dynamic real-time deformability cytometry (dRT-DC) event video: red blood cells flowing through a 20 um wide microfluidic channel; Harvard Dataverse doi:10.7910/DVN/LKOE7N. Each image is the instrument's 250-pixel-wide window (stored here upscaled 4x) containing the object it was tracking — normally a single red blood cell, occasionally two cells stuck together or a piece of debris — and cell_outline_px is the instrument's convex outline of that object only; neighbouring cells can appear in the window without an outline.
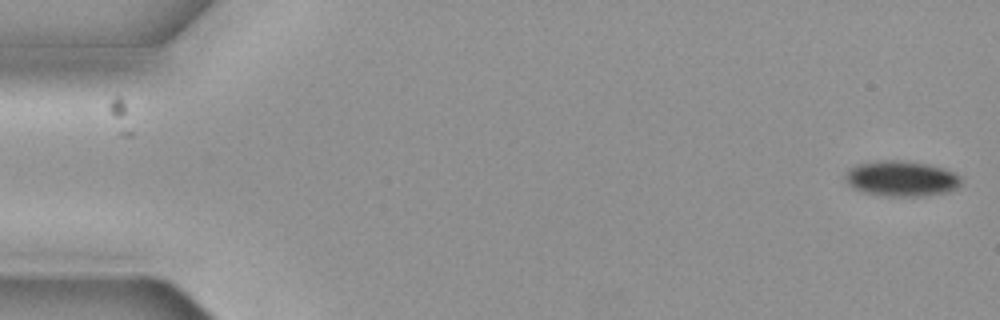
{"species": "common noctule bat (a hibernating species)", "species_latin": "Nyctalus noctula", "temperature_condition": "cold", "stored_images_in_passage": 5, "camera_frame_rate_fps": 3000, "um_per_image_px": 0.085, "animal": {"sex": "female", "body_mass_g": 19.3, "forearm_length_mm": 54.1}, "frame": {"image": 1, "passage_image": 1, "time_ms": 0.0, "image_size_px": [1000, 320], "cell_outline_px": [[960, 184], [956, 188], [948, 192], [924, 196], [888, 196], [864, 192], [856, 188], [848, 180], [848, 168], [856, 164], [876, 160], [908, 160], [928, 164], [944, 168], [956, 172], [960, 176]], "centroid_in_image_um": [76.69, 15.15], "position_along_channel_um": 8.3, "area_um2": 23.87}}
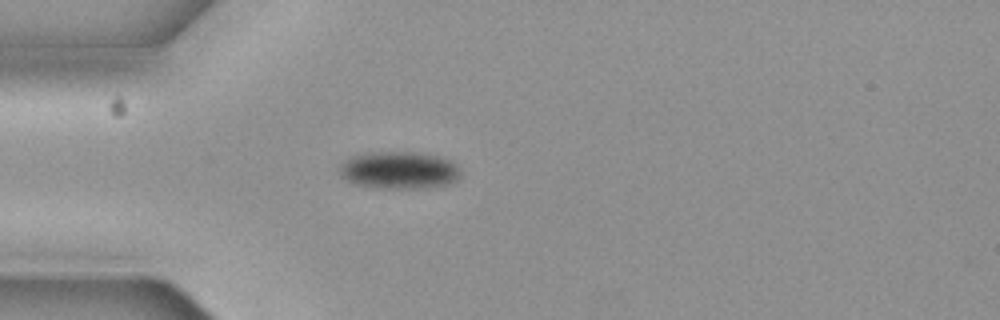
{"frame": {"image": 2, "passage_image": 4, "time_ms": 1.0, "image_size_px": [1000, 320], "cell_outline_px": [[460, 176], [456, 180], [448, 184], [424, 188], [372, 188], [352, 184], [340, 176], [340, 164], [352, 156], [372, 152], [412, 152], [436, 156], [448, 160], [456, 164], [460, 168]], "centroid_in_image_um": [33.89, 14.48], "position_along_channel_um": 51.1, "area_um2": 26.41}}